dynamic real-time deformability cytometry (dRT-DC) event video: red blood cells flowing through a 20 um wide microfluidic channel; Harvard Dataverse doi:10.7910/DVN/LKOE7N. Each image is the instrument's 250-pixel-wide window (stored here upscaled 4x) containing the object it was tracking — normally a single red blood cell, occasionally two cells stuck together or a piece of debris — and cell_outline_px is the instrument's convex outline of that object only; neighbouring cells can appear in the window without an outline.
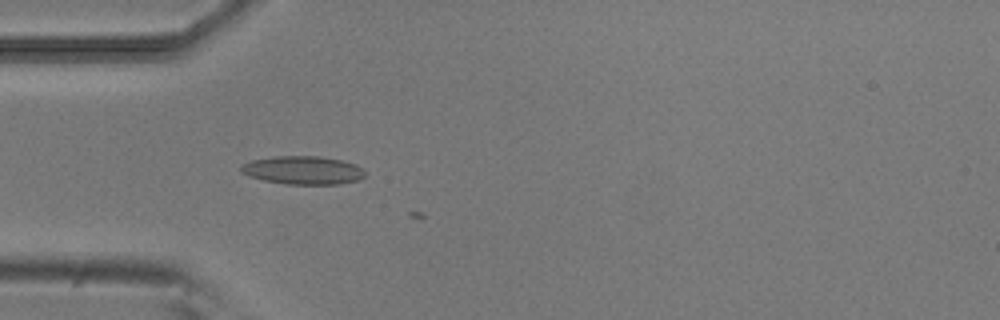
{"species": "common noctule bat (a hibernating species)", "species_latin": "Nyctalus noctula", "temperature_condition": "room temperature", "stored_images_in_passage": 2, "camera_frame_rate_fps": 3000, "um_per_image_px": 0.085, "animal": {"sex": "male", "body_mass_g": 20.5, "forearm_length_mm": 52.5}, "frame": {"image": 1, "passage_image": 1, "time_ms": 0.0, "image_size_px": [1000, 320], "cell_outline_px": [[368, 172], [360, 180], [336, 184], [284, 184], [264, 180], [240, 172], [240, 164], [252, 160], [276, 156], [320, 156], [340, 160], [356, 164], [364, 168]], "centroid_in_image_um": [25.79, 14.46], "position_along_channel_um": 59.2, "area_um2": 20.58}}